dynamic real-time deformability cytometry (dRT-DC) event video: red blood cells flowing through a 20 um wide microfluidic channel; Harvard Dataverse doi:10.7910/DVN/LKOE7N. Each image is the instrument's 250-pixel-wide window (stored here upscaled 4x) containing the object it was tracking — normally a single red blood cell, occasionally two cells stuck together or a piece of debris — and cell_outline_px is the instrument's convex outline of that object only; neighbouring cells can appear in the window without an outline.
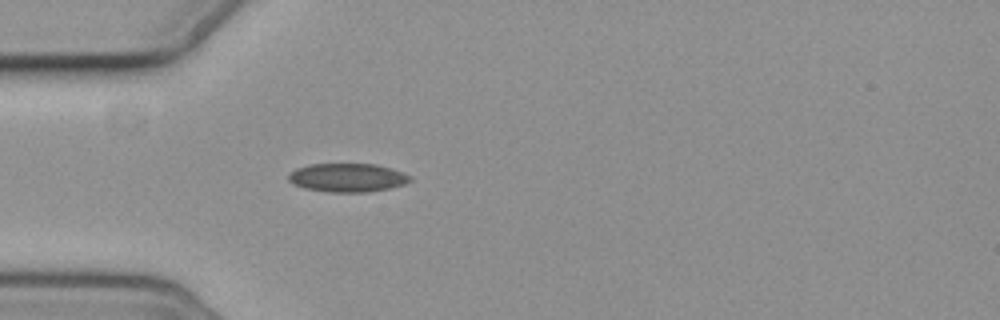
{"species": "common noctule bat (a hibernating species)", "species_latin": "Nyctalus noctula", "temperature_condition": "cold", "stored_images_in_passage": 3, "camera_frame_rate_fps": 3000, "um_per_image_px": 0.085, "animal": {"sex": "female", "body_mass_g": 19.3, "forearm_length_mm": 54.1}, "frame": {"image": 1, "passage_image": 3, "time_ms": 3.0, "image_size_px": [1000, 320], "cell_outline_px": [[412, 180], [404, 184], [388, 188], [368, 192], [328, 192], [304, 188], [292, 184], [288, 180], [288, 176], [296, 168], [312, 164], [376, 164], [392, 168], [412, 176]], "centroid_in_image_um": [29.54, 15.1], "position_along_channel_um": 55.5, "area_um2": 20.29}}